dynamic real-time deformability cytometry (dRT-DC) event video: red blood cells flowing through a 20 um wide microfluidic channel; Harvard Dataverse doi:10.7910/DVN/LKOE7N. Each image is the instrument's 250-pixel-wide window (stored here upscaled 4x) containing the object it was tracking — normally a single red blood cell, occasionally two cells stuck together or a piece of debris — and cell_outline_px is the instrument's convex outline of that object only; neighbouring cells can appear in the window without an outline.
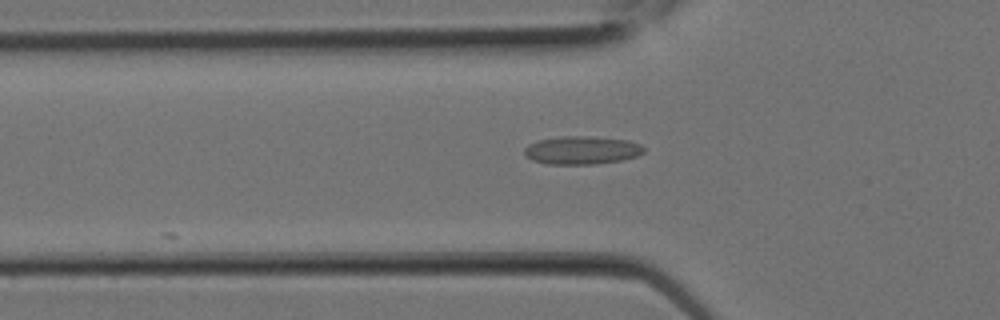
{"species": "Egyptian fruit bat (a non-hibernating species)", "species_latin": "Rousettus aegyptiacus", "temperature_condition": "room temperature", "stored_images_in_passage": 4, "camera_frame_rate_fps": 3000, "um_per_image_px": 0.085, "animal": {"sex": "female"}, "frame": {"image": 1, "passage_image": 4, "time_ms": 1.0, "image_size_px": [1000, 320], "cell_outline_px": [[644, 152], [636, 156], [620, 160], [596, 164], [548, 164], [532, 160], [524, 152], [524, 148], [528, 144], [536, 140], [560, 136], [592, 136], [628, 140], [640, 144], [644, 148]], "centroid_in_image_um": [49.44, 12.75], "position_along_channel_um": 76.4, "area_um2": 19.65}}